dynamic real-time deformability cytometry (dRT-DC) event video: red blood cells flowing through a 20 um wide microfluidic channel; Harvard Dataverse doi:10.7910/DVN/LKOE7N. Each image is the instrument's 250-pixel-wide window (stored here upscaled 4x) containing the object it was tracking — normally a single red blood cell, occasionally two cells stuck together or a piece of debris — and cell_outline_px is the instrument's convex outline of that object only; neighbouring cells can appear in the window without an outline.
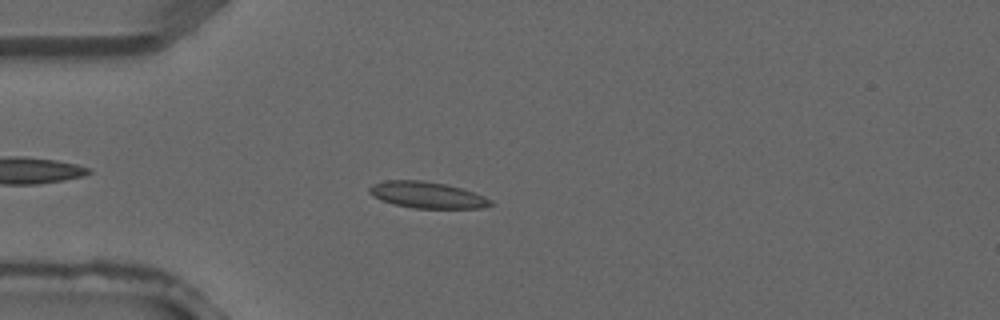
{"species": "common noctule bat (a hibernating species)", "species_latin": "Nyctalus noctula", "temperature_condition": "warm", "stored_images_in_passage": 5, "camera_frame_rate_fps": 3000, "um_per_image_px": 0.085, "animal": {"sex": "male", "forearm_length_mm": 52.5}, "frame": {"image": 1, "passage_image": 5, "time_ms": 1.333, "image_size_px": [1000, 320], "cell_outline_px": [[496, 204], [480, 208], [416, 208], [392, 204], [380, 200], [372, 196], [368, 192], [368, 188], [372, 184], [384, 180], [420, 180], [448, 184], [484, 196], [492, 200]], "centroid_in_image_um": [36.27, 16.57], "position_along_channel_um": 48.7, "area_um2": 18.79}}